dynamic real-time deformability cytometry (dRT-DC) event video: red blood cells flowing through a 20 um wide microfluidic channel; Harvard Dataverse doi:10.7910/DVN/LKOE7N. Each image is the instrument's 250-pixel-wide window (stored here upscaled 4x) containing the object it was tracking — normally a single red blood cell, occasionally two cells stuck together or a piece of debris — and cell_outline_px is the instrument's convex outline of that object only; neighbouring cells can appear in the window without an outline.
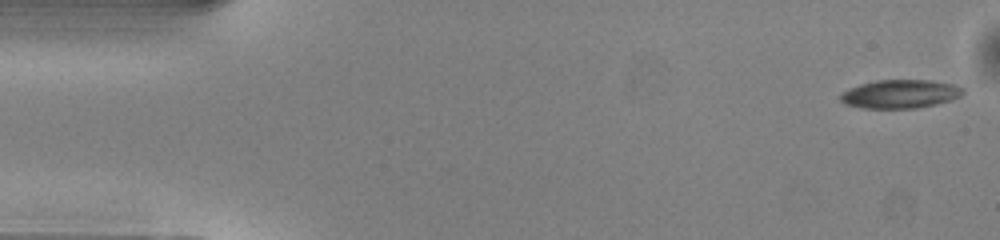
{"species": "common noctule bat (a hibernating species)", "species_latin": "Nyctalus noctula", "temperature_condition": "warm", "stored_images_in_passage": 50, "camera_frame_rate_fps": 3000, "um_per_image_px": 0.085, "animal": {"sex": "male", "body_mass_g": 13.0, "forearm_length_mm": 53.1}, "frame": {"image": 1, "passage_image": 1, "time_ms": 0.0, "image_size_px": [1000, 240], "cell_outline_px": [[964, 92], [960, 96], [952, 100], [936, 104], [916, 108], [860, 108], [844, 104], [840, 100], [840, 96], [848, 88], [860, 84], [876, 80], [928, 80], [952, 84], [964, 88]], "centroid_in_image_um": [76.5, 7.99], "position_along_channel_um": 8.5, "area_um2": 20.4}}
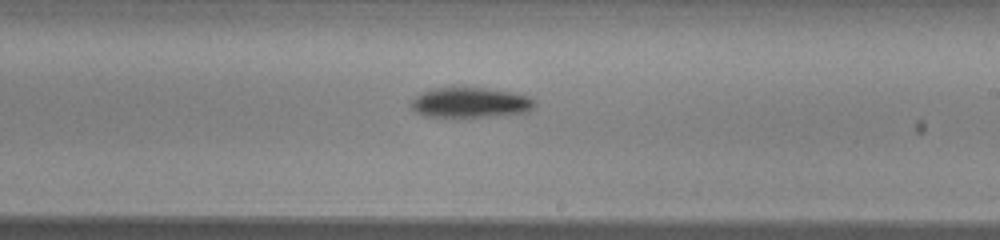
{"frame": {"image": 2, "passage_image": 29, "time_ms": 9.333, "image_size_px": [1000, 240], "cell_outline_px": [[536, 104], [532, 108], [524, 112], [488, 116], [424, 116], [416, 112], [408, 104], [416, 96], [432, 88], [484, 88], [512, 92], [528, 96], [536, 100]], "centroid_in_image_um": [39.96, 8.71], "position_along_channel_um": 249.0, "area_um2": 21.33}}
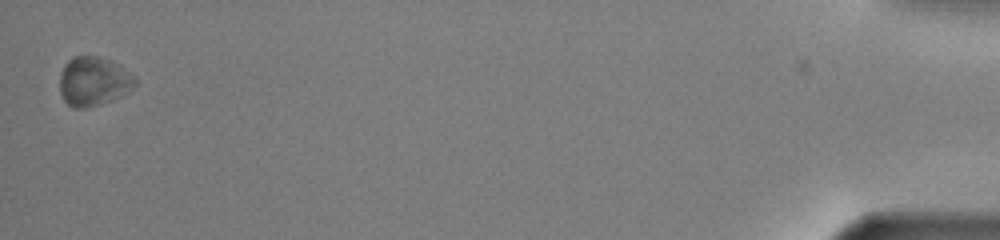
{"frame": {"image": 3, "passage_image": 50, "time_ms": 16.333, "image_size_px": [1000, 240], "cell_outline_px": [[136, 84], [132, 88], [108, 100], [88, 108], [72, 108], [64, 100], [60, 92], [60, 72], [64, 64], [72, 56], [100, 56], [112, 60], [136, 76]], "centroid_in_image_um": [7.92, 6.87], "position_along_channel_um": 427.3, "area_um2": 21.5}, "authors_computed_cell_mechanics": {"area_um2": 20.4034, "velocity_mm_per_s": 3.9764, "shape_relaxation_time_tau1_ms": 1.3728, "shape_relaxation_time_tau2_ms": null, "deformation_change_tau1": 0.1025, "deformation_change_tau2": null}}